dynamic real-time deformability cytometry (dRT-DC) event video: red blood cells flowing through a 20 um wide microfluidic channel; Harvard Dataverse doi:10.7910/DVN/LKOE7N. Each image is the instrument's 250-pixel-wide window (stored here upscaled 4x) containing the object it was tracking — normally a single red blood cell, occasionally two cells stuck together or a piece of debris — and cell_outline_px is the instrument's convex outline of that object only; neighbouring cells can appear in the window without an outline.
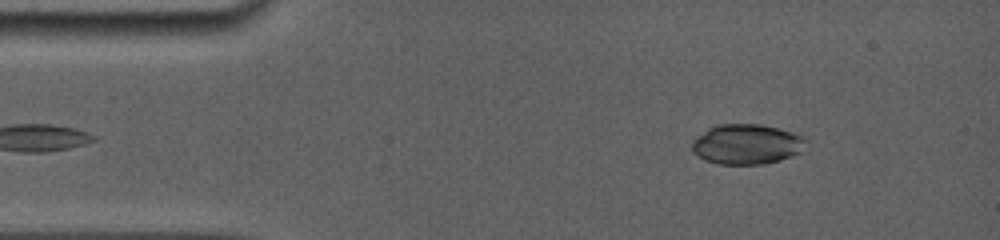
{"species": "common noctule bat (a hibernating species)", "species_latin": "Nyctalus noctula", "temperature_condition": "room temperature", "stored_images_in_passage": 15, "camera_frame_rate_fps": 5000, "um_per_image_px": 0.085, "animal": {"sex": "female", "body_mass_g": 19.0, "forearm_length_mm": 56.7}, "frame": {"image": 1, "passage_image": 1, "time_ms": 0.0, "image_size_px": [1000, 240], "cell_outline_px": [[804, 140], [800, 152], [792, 156], [780, 160], [764, 164], [720, 164], [704, 160], [692, 152], [692, 140], [696, 136], [708, 128], [720, 124], [760, 124], [776, 128], [800, 136]], "centroid_in_image_um": [63.38, 12.27], "position_along_channel_um": 21.6, "area_um2": 26.3}}
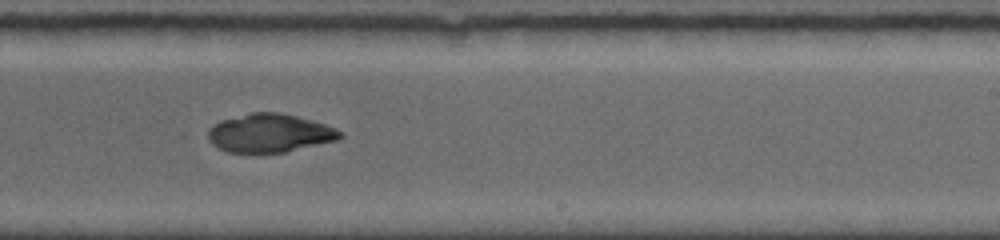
{"frame": {"image": 2, "passage_image": 8, "time_ms": 7.8, "image_size_px": [1000, 240], "cell_outline_px": [[344, 136], [336, 140], [284, 152], [228, 152], [212, 144], [208, 140], [208, 128], [212, 124], [220, 120], [252, 112], [280, 112], [296, 116], [324, 124], [336, 128], [344, 132]], "centroid_in_image_um": [22.9, 11.3], "position_along_channel_um": 266.1, "area_um2": 29.48}}
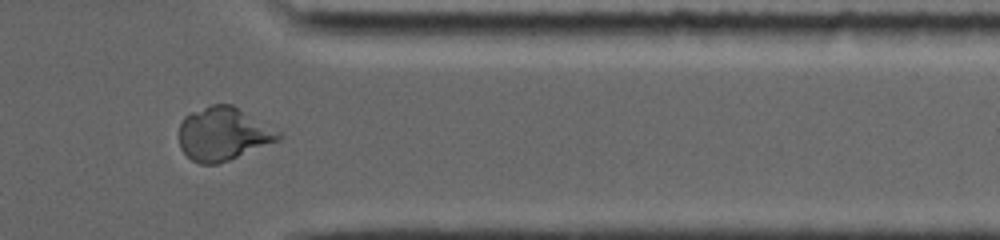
{"frame": {"image": 3, "passage_image": 13, "time_ms": 11.0, "image_size_px": [1000, 240], "cell_outline_px": [[284, 136], [280, 140], [228, 160], [216, 164], [200, 164], [192, 160], [180, 148], [180, 124], [184, 116], [192, 112], [212, 104], [232, 104], [280, 132]], "centroid_in_image_um": [18.97, 11.38], "position_along_channel_um": 392.4, "area_um2": 30.58}}